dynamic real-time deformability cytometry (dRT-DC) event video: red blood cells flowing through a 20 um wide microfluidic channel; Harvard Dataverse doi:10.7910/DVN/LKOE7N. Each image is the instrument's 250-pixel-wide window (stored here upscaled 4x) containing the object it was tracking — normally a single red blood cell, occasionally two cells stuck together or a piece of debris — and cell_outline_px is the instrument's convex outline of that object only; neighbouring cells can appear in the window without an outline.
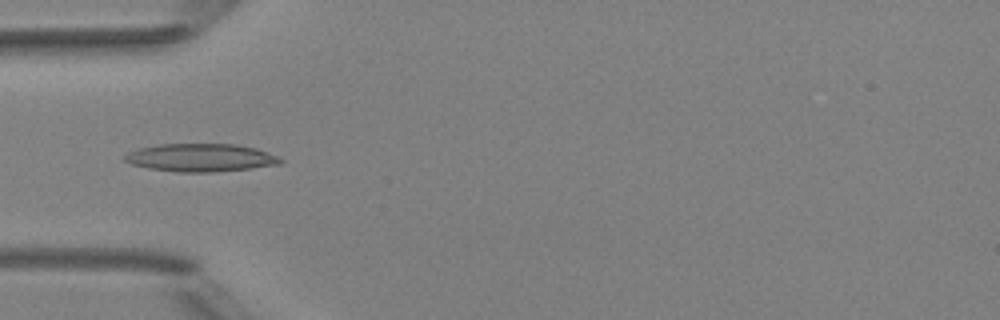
{"species": "Egyptian fruit bat (a non-hibernating species)", "species_latin": "Rousettus aegyptiacus", "temperature_condition": "room temperature", "stored_images_in_passage": 5, "camera_frame_rate_fps": 3000, "um_per_image_px": 0.085, "animal": {"sex": "female"}, "frame": {"image": 1, "passage_image": 5, "time_ms": 4.333, "image_size_px": [1000, 320], "cell_outline_px": [[284, 160], [280, 164], [216, 172], [176, 172], [148, 168], [132, 164], [124, 160], [124, 156], [128, 152], [140, 148], [160, 144], [232, 144], [256, 148], [280, 156]], "centroid_in_image_um": [17.08, 13.4], "position_along_channel_um": 67.9, "area_um2": 25.32}}